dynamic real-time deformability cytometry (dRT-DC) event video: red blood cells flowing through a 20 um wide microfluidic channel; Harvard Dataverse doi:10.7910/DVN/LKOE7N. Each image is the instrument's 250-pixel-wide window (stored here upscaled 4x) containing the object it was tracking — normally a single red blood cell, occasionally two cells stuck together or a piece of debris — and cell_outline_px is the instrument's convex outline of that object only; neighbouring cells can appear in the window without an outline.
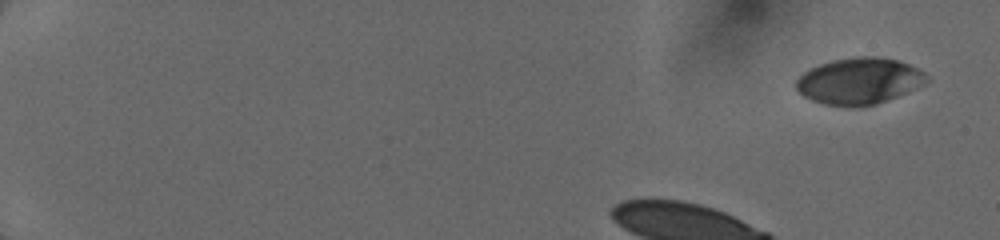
{"species": "human", "species_latin": "Homo sapiens", "temperature_condition": "cold", "stored_images_in_passage": 22, "camera_frame_rate_fps": 3000, "um_per_image_px": 0.085, "donor": {"sex": "female"}, "frame": {"image": 1, "passage_image": 1, "time_ms": 0.0, "image_size_px": [1000, 240], "cell_outline_px": [[928, 80], [924, 84], [896, 96], [876, 104], [824, 104], [812, 100], [804, 96], [796, 88], [796, 80], [804, 72], [820, 64], [832, 60], [852, 56], [876, 56], [896, 60], [908, 64], [924, 72], [928, 76]], "centroid_in_image_um": [73.03, 6.84], "position_along_channel_um": 12.0, "area_um2": 34.45}}
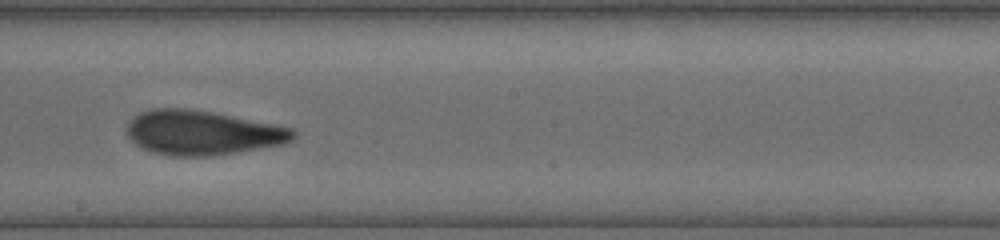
{"frame": {"image": 2, "passage_image": 12, "time_ms": 8.0, "image_size_px": [1000, 240], "cell_outline_px": [[296, 136], [292, 140], [284, 144], [212, 156], [168, 156], [140, 148], [124, 132], [124, 128], [128, 120], [132, 116], [140, 112], [152, 108], [188, 108], [212, 112], [276, 124], [292, 128], [296, 132]], "centroid_in_image_um": [17.15, 11.27], "position_along_channel_um": 231.1, "area_um2": 43.58}}
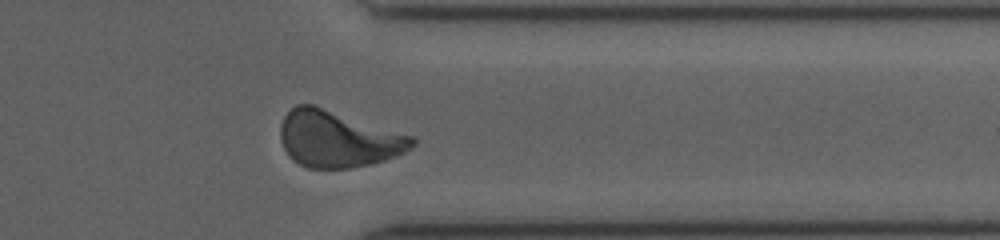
{"frame": {"image": 3, "passage_image": 19, "time_ms": 11.667, "image_size_px": [1000, 240], "cell_outline_px": [[416, 144], [404, 152], [396, 156], [372, 164], [348, 168], [308, 168], [292, 160], [288, 156], [280, 140], [280, 124], [284, 116], [296, 104], [312, 104], [416, 136]], "centroid_in_image_um": [28.74, 11.81], "position_along_channel_um": 382.7, "area_um2": 43.7}}